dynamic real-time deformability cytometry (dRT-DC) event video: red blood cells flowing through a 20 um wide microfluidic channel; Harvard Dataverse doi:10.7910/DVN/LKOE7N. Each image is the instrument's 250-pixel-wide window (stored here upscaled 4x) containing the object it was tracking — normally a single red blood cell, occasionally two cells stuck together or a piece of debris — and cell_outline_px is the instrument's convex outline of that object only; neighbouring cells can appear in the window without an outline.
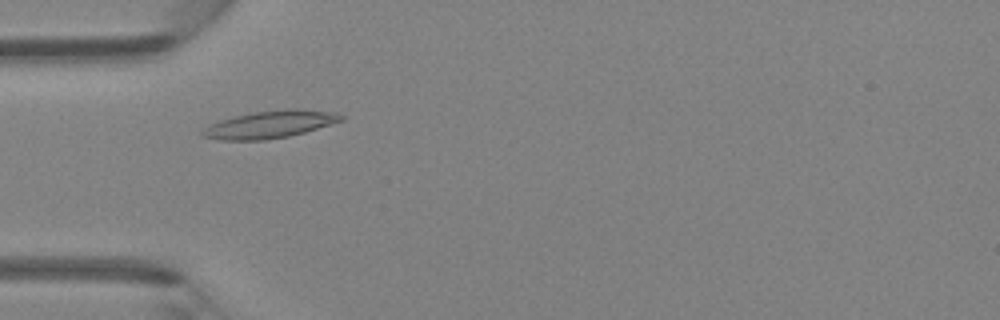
{"species": "Egyptian fruit bat (a non-hibernating species)", "species_latin": "Rousettus aegyptiacus", "temperature_condition": "room temperature", "stored_images_in_passage": 32, "camera_frame_rate_fps": 3000, "um_per_image_px": 0.085, "animal": {"sex": "female"}, "frame": {"image": 1, "passage_image": 1, "time_ms": 0.0, "image_size_px": [1000, 320], "cell_outline_px": [[344, 120], [332, 124], [304, 132], [288, 136], [264, 140], [220, 140], [200, 136], [200, 132], [208, 124], [220, 120], [252, 112], [292, 108], [296, 108], [336, 112], [344, 116]], "centroid_in_image_um": [22.94, 10.57], "position_along_channel_um": 62.1, "area_um2": 22.25}}
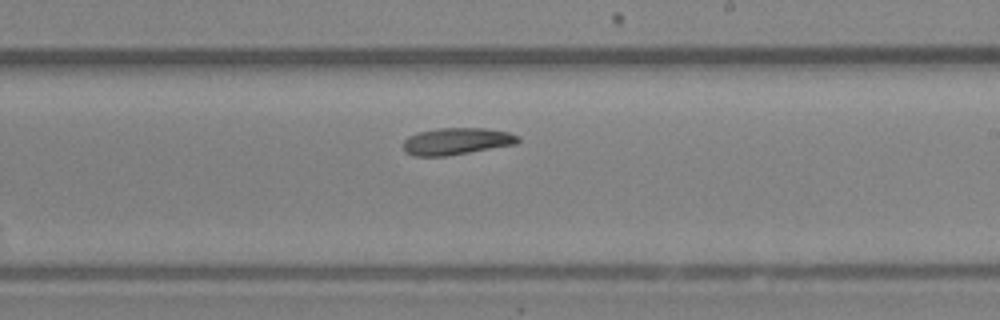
{"frame": {"image": 2, "passage_image": 14, "time_ms": 4.333, "image_size_px": [1000, 320], "cell_outline_px": [[520, 140], [516, 144], [448, 156], [412, 156], [404, 152], [404, 140], [408, 136], [420, 132], [436, 128], [484, 128], [508, 132], [520, 136]], "centroid_in_image_um": [38.8, 12.01], "position_along_channel_um": 250.2, "area_um2": 18.09}}
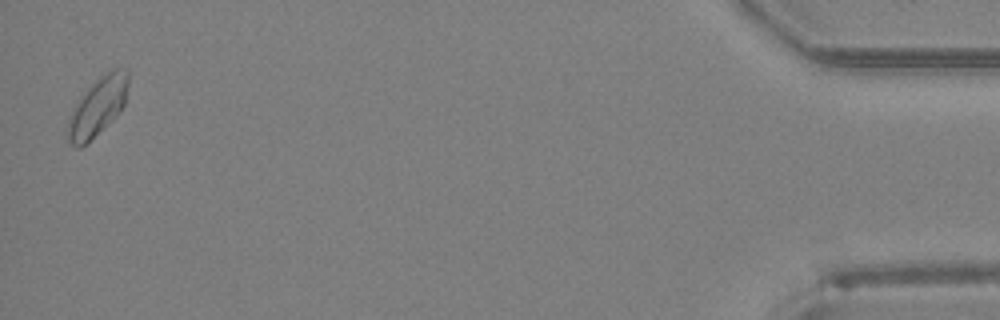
{"frame": {"image": 3, "passage_image": 32, "time_ms": 10.333, "image_size_px": [1000, 320], "cell_outline_px": [[128, 84], [124, 104], [80, 148], [76, 148], [68, 140], [68, 116], [72, 108], [80, 96], [104, 72], [112, 68], [128, 68]], "centroid_in_image_um": [8.27, 8.97], "position_along_channel_um": 426.9, "area_um2": 19.77}}